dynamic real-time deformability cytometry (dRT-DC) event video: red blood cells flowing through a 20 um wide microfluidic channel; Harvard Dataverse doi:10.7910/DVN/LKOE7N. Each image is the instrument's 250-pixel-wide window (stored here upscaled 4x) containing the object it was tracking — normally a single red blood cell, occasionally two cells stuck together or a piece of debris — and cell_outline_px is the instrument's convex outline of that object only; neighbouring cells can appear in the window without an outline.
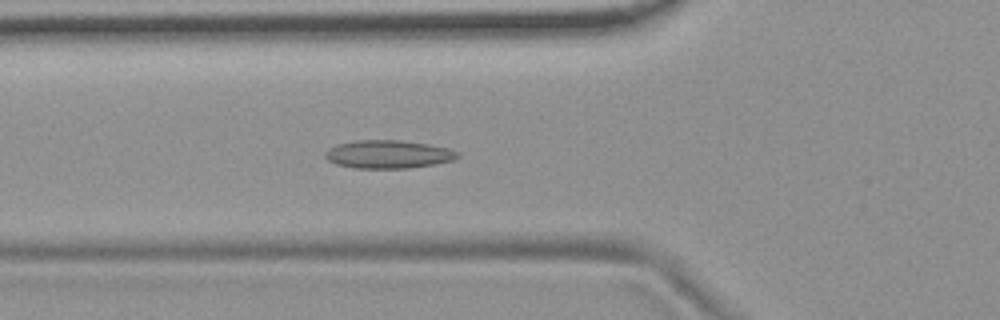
{"species": "common noctule bat (a hibernating species)", "species_latin": "Nyctalus noctula", "temperature_condition": "room temperature", "stored_images_in_passage": 45, "camera_frame_rate_fps": 3000, "um_per_image_px": 0.085, "animal": {"sex": "female", "body_mass_g": 19.9}, "frame": {"image": 1, "passage_image": 10, "time_ms": 3.0, "image_size_px": [1000, 320], "cell_outline_px": [[460, 156], [452, 160], [432, 164], [408, 168], [352, 168], [336, 164], [328, 160], [324, 156], [324, 152], [328, 148], [336, 144], [356, 140], [400, 140], [428, 144], [448, 148], [460, 152]], "centroid_in_image_um": [32.96, 13.11], "position_along_channel_um": 92.8, "area_um2": 21.79}}
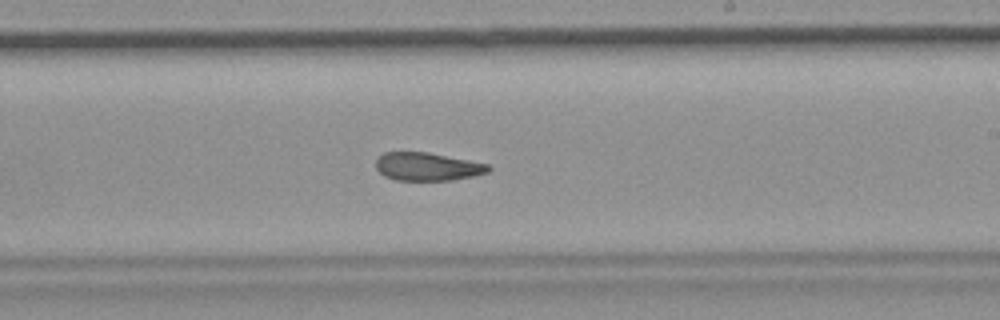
{"frame": {"image": 2, "passage_image": 23, "time_ms": 7.333, "image_size_px": [1000, 320], "cell_outline_px": [[492, 168], [488, 172], [472, 176], [452, 180], [396, 180], [384, 176], [376, 168], [376, 156], [384, 152], [428, 152], [488, 164]], "centroid_in_image_um": [36.29, 14.16], "position_along_channel_um": 252.7, "area_um2": 18.44}}
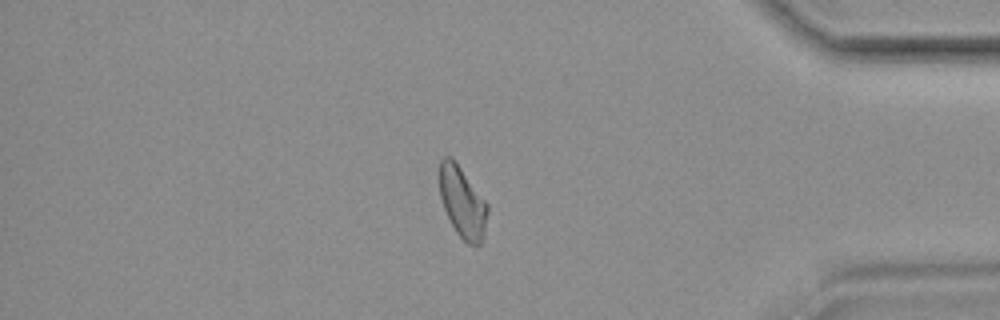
{"frame": {"image": 3, "passage_image": 37, "time_ms": 12.0, "image_size_px": [1000, 320], "cell_outline_px": [[488, 212], [484, 232], [480, 244], [468, 244], [456, 232], [444, 208], [440, 196], [440, 160], [444, 156], [452, 156], [488, 204]], "centroid_in_image_um": [39.31, 17.16], "position_along_channel_um": 395.9, "area_um2": 19.59}, "authors_computed_cell_mechanics": {"area_um2": 20.0566, "velocity_mm_per_s": 3.7002, "shape_relaxation_time_tau1_ms": null, "shape_relaxation_time_tau2_ms": 3.917, "deformation_change_tau1": null, "deformation_change_tau2": 0.1022}}